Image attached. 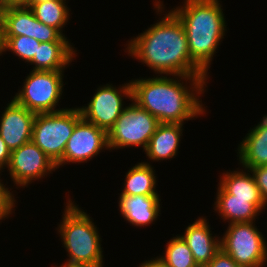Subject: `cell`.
I'll use <instances>...</instances> for the list:
<instances>
[{
    "instance_id": "7",
    "label": "cell",
    "mask_w": 267,
    "mask_h": 267,
    "mask_svg": "<svg viewBox=\"0 0 267 267\" xmlns=\"http://www.w3.org/2000/svg\"><path fill=\"white\" fill-rule=\"evenodd\" d=\"M64 71L32 70L24 85L12 98L17 104L34 113L58 112L56 108L63 93Z\"/></svg>"
},
{
    "instance_id": "12",
    "label": "cell",
    "mask_w": 267,
    "mask_h": 267,
    "mask_svg": "<svg viewBox=\"0 0 267 267\" xmlns=\"http://www.w3.org/2000/svg\"><path fill=\"white\" fill-rule=\"evenodd\" d=\"M104 149L109 150L107 132L82 118L75 125L56 168L68 163H87Z\"/></svg>"
},
{
    "instance_id": "2",
    "label": "cell",
    "mask_w": 267,
    "mask_h": 267,
    "mask_svg": "<svg viewBox=\"0 0 267 267\" xmlns=\"http://www.w3.org/2000/svg\"><path fill=\"white\" fill-rule=\"evenodd\" d=\"M126 45L128 56L160 75L207 76L192 60L182 22L170 10Z\"/></svg>"
},
{
    "instance_id": "27",
    "label": "cell",
    "mask_w": 267,
    "mask_h": 267,
    "mask_svg": "<svg viewBox=\"0 0 267 267\" xmlns=\"http://www.w3.org/2000/svg\"><path fill=\"white\" fill-rule=\"evenodd\" d=\"M210 267H242L239 266L227 253L220 249L208 263Z\"/></svg>"
},
{
    "instance_id": "9",
    "label": "cell",
    "mask_w": 267,
    "mask_h": 267,
    "mask_svg": "<svg viewBox=\"0 0 267 267\" xmlns=\"http://www.w3.org/2000/svg\"><path fill=\"white\" fill-rule=\"evenodd\" d=\"M124 99L132 100L131 81L118 89L112 84L99 86L87 106L78 108L85 121L108 132L126 107Z\"/></svg>"
},
{
    "instance_id": "15",
    "label": "cell",
    "mask_w": 267,
    "mask_h": 267,
    "mask_svg": "<svg viewBox=\"0 0 267 267\" xmlns=\"http://www.w3.org/2000/svg\"><path fill=\"white\" fill-rule=\"evenodd\" d=\"M160 201L159 196L120 194L118 202L120 215L136 228L150 226L160 216Z\"/></svg>"
},
{
    "instance_id": "8",
    "label": "cell",
    "mask_w": 267,
    "mask_h": 267,
    "mask_svg": "<svg viewBox=\"0 0 267 267\" xmlns=\"http://www.w3.org/2000/svg\"><path fill=\"white\" fill-rule=\"evenodd\" d=\"M131 102L107 132L109 150L140 146L145 151L151 136L156 131L158 119L133 100Z\"/></svg>"
},
{
    "instance_id": "10",
    "label": "cell",
    "mask_w": 267,
    "mask_h": 267,
    "mask_svg": "<svg viewBox=\"0 0 267 267\" xmlns=\"http://www.w3.org/2000/svg\"><path fill=\"white\" fill-rule=\"evenodd\" d=\"M27 36L40 43L70 42L54 27L36 19L33 11L21 5H8L2 8L1 37Z\"/></svg>"
},
{
    "instance_id": "4",
    "label": "cell",
    "mask_w": 267,
    "mask_h": 267,
    "mask_svg": "<svg viewBox=\"0 0 267 267\" xmlns=\"http://www.w3.org/2000/svg\"><path fill=\"white\" fill-rule=\"evenodd\" d=\"M65 205L62 222L57 228L69 257L63 265L103 267L102 238L93 218L71 198Z\"/></svg>"
},
{
    "instance_id": "35",
    "label": "cell",
    "mask_w": 267,
    "mask_h": 267,
    "mask_svg": "<svg viewBox=\"0 0 267 267\" xmlns=\"http://www.w3.org/2000/svg\"><path fill=\"white\" fill-rule=\"evenodd\" d=\"M55 267H58V266L55 265ZM59 267H81V266H68V265H63V264H62V265H60ZM82 267H83V266H82Z\"/></svg>"
},
{
    "instance_id": "13",
    "label": "cell",
    "mask_w": 267,
    "mask_h": 267,
    "mask_svg": "<svg viewBox=\"0 0 267 267\" xmlns=\"http://www.w3.org/2000/svg\"><path fill=\"white\" fill-rule=\"evenodd\" d=\"M0 116V136L12 151L32 139V127L36 113L17 104L13 99Z\"/></svg>"
},
{
    "instance_id": "20",
    "label": "cell",
    "mask_w": 267,
    "mask_h": 267,
    "mask_svg": "<svg viewBox=\"0 0 267 267\" xmlns=\"http://www.w3.org/2000/svg\"><path fill=\"white\" fill-rule=\"evenodd\" d=\"M214 211L218 213L223 221L235 222H254L260 215V211L250 203V199L232 198L220 184H218Z\"/></svg>"
},
{
    "instance_id": "5",
    "label": "cell",
    "mask_w": 267,
    "mask_h": 267,
    "mask_svg": "<svg viewBox=\"0 0 267 267\" xmlns=\"http://www.w3.org/2000/svg\"><path fill=\"white\" fill-rule=\"evenodd\" d=\"M81 119V112L76 107L58 112L36 113L31 140L57 164L63 157L75 125Z\"/></svg>"
},
{
    "instance_id": "34",
    "label": "cell",
    "mask_w": 267,
    "mask_h": 267,
    "mask_svg": "<svg viewBox=\"0 0 267 267\" xmlns=\"http://www.w3.org/2000/svg\"><path fill=\"white\" fill-rule=\"evenodd\" d=\"M195 267H210L209 264H197Z\"/></svg>"
},
{
    "instance_id": "24",
    "label": "cell",
    "mask_w": 267,
    "mask_h": 267,
    "mask_svg": "<svg viewBox=\"0 0 267 267\" xmlns=\"http://www.w3.org/2000/svg\"><path fill=\"white\" fill-rule=\"evenodd\" d=\"M40 42L27 36L1 37L0 56L10 51L22 61L30 63L36 53Z\"/></svg>"
},
{
    "instance_id": "33",
    "label": "cell",
    "mask_w": 267,
    "mask_h": 267,
    "mask_svg": "<svg viewBox=\"0 0 267 267\" xmlns=\"http://www.w3.org/2000/svg\"><path fill=\"white\" fill-rule=\"evenodd\" d=\"M1 25H2V8L0 7V41H1Z\"/></svg>"
},
{
    "instance_id": "17",
    "label": "cell",
    "mask_w": 267,
    "mask_h": 267,
    "mask_svg": "<svg viewBox=\"0 0 267 267\" xmlns=\"http://www.w3.org/2000/svg\"><path fill=\"white\" fill-rule=\"evenodd\" d=\"M184 124L159 123L145 149L146 157L152 161L175 158L178 153Z\"/></svg>"
},
{
    "instance_id": "1",
    "label": "cell",
    "mask_w": 267,
    "mask_h": 267,
    "mask_svg": "<svg viewBox=\"0 0 267 267\" xmlns=\"http://www.w3.org/2000/svg\"><path fill=\"white\" fill-rule=\"evenodd\" d=\"M129 81L132 100L156 117L159 123L185 124L184 121L206 113L199 98L206 92L208 81L204 76L157 75Z\"/></svg>"
},
{
    "instance_id": "19",
    "label": "cell",
    "mask_w": 267,
    "mask_h": 267,
    "mask_svg": "<svg viewBox=\"0 0 267 267\" xmlns=\"http://www.w3.org/2000/svg\"><path fill=\"white\" fill-rule=\"evenodd\" d=\"M71 42H45L40 43L32 61L33 70L64 71L77 57V50Z\"/></svg>"
},
{
    "instance_id": "32",
    "label": "cell",
    "mask_w": 267,
    "mask_h": 267,
    "mask_svg": "<svg viewBox=\"0 0 267 267\" xmlns=\"http://www.w3.org/2000/svg\"><path fill=\"white\" fill-rule=\"evenodd\" d=\"M8 6V0H0V7L5 8Z\"/></svg>"
},
{
    "instance_id": "18",
    "label": "cell",
    "mask_w": 267,
    "mask_h": 267,
    "mask_svg": "<svg viewBox=\"0 0 267 267\" xmlns=\"http://www.w3.org/2000/svg\"><path fill=\"white\" fill-rule=\"evenodd\" d=\"M237 171H226L220 175L219 184L232 195V198L250 199L261 213L266 208V203L262 198L259 188L256 185L253 174L249 169L236 168ZM247 171V172H246Z\"/></svg>"
},
{
    "instance_id": "14",
    "label": "cell",
    "mask_w": 267,
    "mask_h": 267,
    "mask_svg": "<svg viewBox=\"0 0 267 267\" xmlns=\"http://www.w3.org/2000/svg\"><path fill=\"white\" fill-rule=\"evenodd\" d=\"M212 235L210 224L203 216L188 225L184 234L180 235L197 264H208L221 249L220 236Z\"/></svg>"
},
{
    "instance_id": "21",
    "label": "cell",
    "mask_w": 267,
    "mask_h": 267,
    "mask_svg": "<svg viewBox=\"0 0 267 267\" xmlns=\"http://www.w3.org/2000/svg\"><path fill=\"white\" fill-rule=\"evenodd\" d=\"M148 162L135 164L126 173L122 195L160 196L156 190L157 176Z\"/></svg>"
},
{
    "instance_id": "6",
    "label": "cell",
    "mask_w": 267,
    "mask_h": 267,
    "mask_svg": "<svg viewBox=\"0 0 267 267\" xmlns=\"http://www.w3.org/2000/svg\"><path fill=\"white\" fill-rule=\"evenodd\" d=\"M220 237L221 249L239 266L263 267L267 262V241L254 222L228 224Z\"/></svg>"
},
{
    "instance_id": "28",
    "label": "cell",
    "mask_w": 267,
    "mask_h": 267,
    "mask_svg": "<svg viewBox=\"0 0 267 267\" xmlns=\"http://www.w3.org/2000/svg\"><path fill=\"white\" fill-rule=\"evenodd\" d=\"M11 150L7 147L5 141L0 136V174L7 168L10 160Z\"/></svg>"
},
{
    "instance_id": "22",
    "label": "cell",
    "mask_w": 267,
    "mask_h": 267,
    "mask_svg": "<svg viewBox=\"0 0 267 267\" xmlns=\"http://www.w3.org/2000/svg\"><path fill=\"white\" fill-rule=\"evenodd\" d=\"M30 9L33 11L36 19L43 24L54 27L62 35L63 27L69 22L70 11L66 0H52L33 4Z\"/></svg>"
},
{
    "instance_id": "11",
    "label": "cell",
    "mask_w": 267,
    "mask_h": 267,
    "mask_svg": "<svg viewBox=\"0 0 267 267\" xmlns=\"http://www.w3.org/2000/svg\"><path fill=\"white\" fill-rule=\"evenodd\" d=\"M8 174L14 185L28 187L55 171L56 164L31 140L11 151Z\"/></svg>"
},
{
    "instance_id": "26",
    "label": "cell",
    "mask_w": 267,
    "mask_h": 267,
    "mask_svg": "<svg viewBox=\"0 0 267 267\" xmlns=\"http://www.w3.org/2000/svg\"><path fill=\"white\" fill-rule=\"evenodd\" d=\"M250 171L251 174H253L256 185L267 205V166L251 168Z\"/></svg>"
},
{
    "instance_id": "3",
    "label": "cell",
    "mask_w": 267,
    "mask_h": 267,
    "mask_svg": "<svg viewBox=\"0 0 267 267\" xmlns=\"http://www.w3.org/2000/svg\"><path fill=\"white\" fill-rule=\"evenodd\" d=\"M171 11L182 22L191 60L208 76L213 56L225 36L226 18L220 0H184Z\"/></svg>"
},
{
    "instance_id": "16",
    "label": "cell",
    "mask_w": 267,
    "mask_h": 267,
    "mask_svg": "<svg viewBox=\"0 0 267 267\" xmlns=\"http://www.w3.org/2000/svg\"><path fill=\"white\" fill-rule=\"evenodd\" d=\"M237 154L243 168L267 166V114L248 131L240 142Z\"/></svg>"
},
{
    "instance_id": "30",
    "label": "cell",
    "mask_w": 267,
    "mask_h": 267,
    "mask_svg": "<svg viewBox=\"0 0 267 267\" xmlns=\"http://www.w3.org/2000/svg\"><path fill=\"white\" fill-rule=\"evenodd\" d=\"M46 1H52V0H28L23 6L30 8L33 4Z\"/></svg>"
},
{
    "instance_id": "31",
    "label": "cell",
    "mask_w": 267,
    "mask_h": 267,
    "mask_svg": "<svg viewBox=\"0 0 267 267\" xmlns=\"http://www.w3.org/2000/svg\"><path fill=\"white\" fill-rule=\"evenodd\" d=\"M28 0H8V5H21L23 6Z\"/></svg>"
},
{
    "instance_id": "29",
    "label": "cell",
    "mask_w": 267,
    "mask_h": 267,
    "mask_svg": "<svg viewBox=\"0 0 267 267\" xmlns=\"http://www.w3.org/2000/svg\"><path fill=\"white\" fill-rule=\"evenodd\" d=\"M139 267H169L167 264H165L159 257H154L151 260H146L143 263L139 265Z\"/></svg>"
},
{
    "instance_id": "25",
    "label": "cell",
    "mask_w": 267,
    "mask_h": 267,
    "mask_svg": "<svg viewBox=\"0 0 267 267\" xmlns=\"http://www.w3.org/2000/svg\"><path fill=\"white\" fill-rule=\"evenodd\" d=\"M2 181L3 180L0 179V220H5L14 213L12 210H14L13 208L16 207L15 205L17 203L13 191L9 190V188L6 187L7 184L4 185Z\"/></svg>"
},
{
    "instance_id": "23",
    "label": "cell",
    "mask_w": 267,
    "mask_h": 267,
    "mask_svg": "<svg viewBox=\"0 0 267 267\" xmlns=\"http://www.w3.org/2000/svg\"><path fill=\"white\" fill-rule=\"evenodd\" d=\"M164 255L157 256L169 267H195L197 263L180 234L169 240Z\"/></svg>"
}]
</instances>
